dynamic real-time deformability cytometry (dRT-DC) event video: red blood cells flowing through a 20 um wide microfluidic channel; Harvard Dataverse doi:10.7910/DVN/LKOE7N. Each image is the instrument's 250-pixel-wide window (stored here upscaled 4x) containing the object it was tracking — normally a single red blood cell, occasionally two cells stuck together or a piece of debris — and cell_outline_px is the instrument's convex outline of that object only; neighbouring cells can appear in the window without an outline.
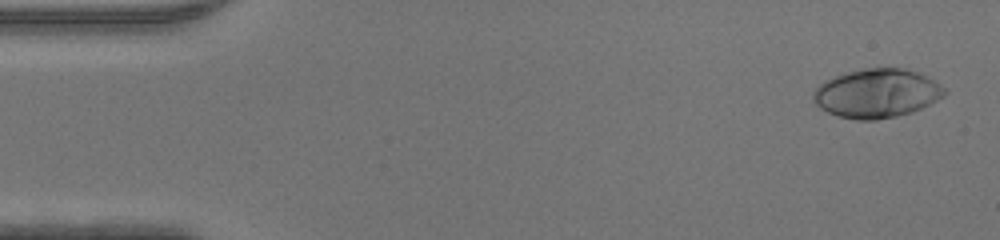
{"species": "human", "species_latin": "Homo sapiens", "temperature_condition": "warm", "stored_images_in_passage": 47, "camera_frame_rate_fps": 3000, "um_per_image_px": 0.085, "donor": {"sex": "male"}, "frame": {"image": 1, "passage_image": 2, "time_ms": 0.333, "image_size_px": [1000, 240], "cell_outline_px": [[948, 92], [944, 96], [912, 112], [896, 116], [876, 120], [856, 120], [836, 116], [820, 108], [816, 104], [812, 96], [812, 92], [824, 80], [848, 72], [864, 68], [904, 68], [916, 72], [940, 84]], "centroid_in_image_um": [74.5, 7.94], "position_along_channel_um": 10.5, "area_um2": 37.22}}
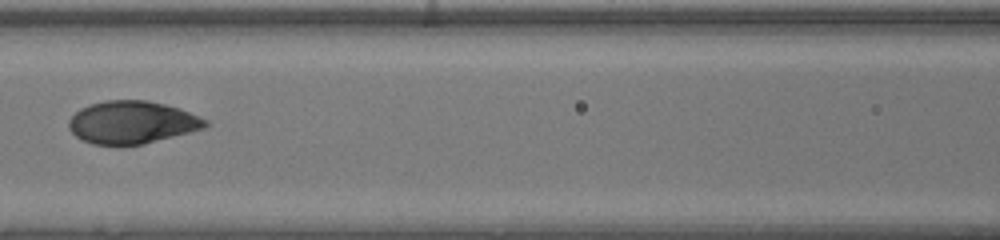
{"frame": {"image": 2, "passage_image": 21, "time_ms": 6.667, "image_size_px": [1000, 240], "cell_outline_px": [[208, 124], [204, 128], [144, 144], [92, 144], [76, 136], [68, 128], [68, 120], [80, 108], [88, 104], [104, 100], [148, 100], [180, 108], [208, 120]], "centroid_in_image_um": [11.21, 10.38], "position_along_channel_um": 155.4, "area_um2": 33.81}}
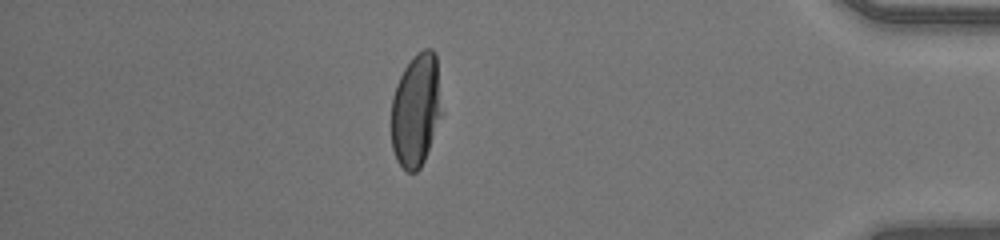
{"frame": {"image": 3, "passage_image": 41, "time_ms": 13.333, "image_size_px": [1000, 240], "cell_outline_px": [[444, 112], [424, 160], [420, 168], [416, 172], [408, 172], [396, 160], [392, 148], [392, 96], [396, 84], [404, 68], [412, 56], [416, 52], [424, 48], [432, 48], [436, 52]], "centroid_in_image_um": [35.4, 9.3], "position_along_channel_um": 399.8, "area_um2": 34.1}}